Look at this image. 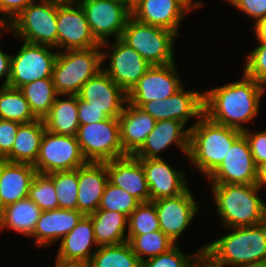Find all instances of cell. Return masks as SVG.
Here are the masks:
<instances>
[{
	"label": "cell",
	"mask_w": 266,
	"mask_h": 267,
	"mask_svg": "<svg viewBox=\"0 0 266 267\" xmlns=\"http://www.w3.org/2000/svg\"><path fill=\"white\" fill-rule=\"evenodd\" d=\"M266 87L243 73L240 81L227 83L204 92V115L212 122L240 131L260 111Z\"/></svg>",
	"instance_id": "obj_1"
},
{
	"label": "cell",
	"mask_w": 266,
	"mask_h": 267,
	"mask_svg": "<svg viewBox=\"0 0 266 267\" xmlns=\"http://www.w3.org/2000/svg\"><path fill=\"white\" fill-rule=\"evenodd\" d=\"M225 229L232 232L206 244L204 250L219 267L266 265V220L257 225Z\"/></svg>",
	"instance_id": "obj_2"
},
{
	"label": "cell",
	"mask_w": 266,
	"mask_h": 267,
	"mask_svg": "<svg viewBox=\"0 0 266 267\" xmlns=\"http://www.w3.org/2000/svg\"><path fill=\"white\" fill-rule=\"evenodd\" d=\"M242 131L212 122L203 115L190 126L188 160L207 178L220 166Z\"/></svg>",
	"instance_id": "obj_3"
},
{
	"label": "cell",
	"mask_w": 266,
	"mask_h": 267,
	"mask_svg": "<svg viewBox=\"0 0 266 267\" xmlns=\"http://www.w3.org/2000/svg\"><path fill=\"white\" fill-rule=\"evenodd\" d=\"M213 199L223 227H245L266 220V203L256 184H212Z\"/></svg>",
	"instance_id": "obj_4"
},
{
	"label": "cell",
	"mask_w": 266,
	"mask_h": 267,
	"mask_svg": "<svg viewBox=\"0 0 266 267\" xmlns=\"http://www.w3.org/2000/svg\"><path fill=\"white\" fill-rule=\"evenodd\" d=\"M101 49L58 50L52 79L59 95H77L82 86L102 70Z\"/></svg>",
	"instance_id": "obj_5"
},
{
	"label": "cell",
	"mask_w": 266,
	"mask_h": 267,
	"mask_svg": "<svg viewBox=\"0 0 266 267\" xmlns=\"http://www.w3.org/2000/svg\"><path fill=\"white\" fill-rule=\"evenodd\" d=\"M176 37L178 35L171 30L139 22L131 16L121 39L154 66L175 62L173 46Z\"/></svg>",
	"instance_id": "obj_6"
},
{
	"label": "cell",
	"mask_w": 266,
	"mask_h": 267,
	"mask_svg": "<svg viewBox=\"0 0 266 267\" xmlns=\"http://www.w3.org/2000/svg\"><path fill=\"white\" fill-rule=\"evenodd\" d=\"M23 42L57 50V1L31 2L8 26Z\"/></svg>",
	"instance_id": "obj_7"
},
{
	"label": "cell",
	"mask_w": 266,
	"mask_h": 267,
	"mask_svg": "<svg viewBox=\"0 0 266 267\" xmlns=\"http://www.w3.org/2000/svg\"><path fill=\"white\" fill-rule=\"evenodd\" d=\"M76 139L87 162H109L127 156L120 140L118 118L79 125Z\"/></svg>",
	"instance_id": "obj_8"
},
{
	"label": "cell",
	"mask_w": 266,
	"mask_h": 267,
	"mask_svg": "<svg viewBox=\"0 0 266 267\" xmlns=\"http://www.w3.org/2000/svg\"><path fill=\"white\" fill-rule=\"evenodd\" d=\"M92 35L101 44L108 47L111 36L121 38L128 19L132 16L131 7L120 0H78Z\"/></svg>",
	"instance_id": "obj_9"
},
{
	"label": "cell",
	"mask_w": 266,
	"mask_h": 267,
	"mask_svg": "<svg viewBox=\"0 0 266 267\" xmlns=\"http://www.w3.org/2000/svg\"><path fill=\"white\" fill-rule=\"evenodd\" d=\"M87 161L76 136L59 135L45 130L33 167L39 174L78 169Z\"/></svg>",
	"instance_id": "obj_10"
},
{
	"label": "cell",
	"mask_w": 266,
	"mask_h": 267,
	"mask_svg": "<svg viewBox=\"0 0 266 267\" xmlns=\"http://www.w3.org/2000/svg\"><path fill=\"white\" fill-rule=\"evenodd\" d=\"M54 47L24 42L16 55H11L9 87L21 86L38 79L52 78L58 52Z\"/></svg>",
	"instance_id": "obj_11"
},
{
	"label": "cell",
	"mask_w": 266,
	"mask_h": 267,
	"mask_svg": "<svg viewBox=\"0 0 266 267\" xmlns=\"http://www.w3.org/2000/svg\"><path fill=\"white\" fill-rule=\"evenodd\" d=\"M101 47L92 35L78 2H57V49L77 50Z\"/></svg>",
	"instance_id": "obj_12"
},
{
	"label": "cell",
	"mask_w": 266,
	"mask_h": 267,
	"mask_svg": "<svg viewBox=\"0 0 266 267\" xmlns=\"http://www.w3.org/2000/svg\"><path fill=\"white\" fill-rule=\"evenodd\" d=\"M177 69L176 62L151 66L127 93V102L141 107L146 102L171 97L184 86Z\"/></svg>",
	"instance_id": "obj_13"
},
{
	"label": "cell",
	"mask_w": 266,
	"mask_h": 267,
	"mask_svg": "<svg viewBox=\"0 0 266 267\" xmlns=\"http://www.w3.org/2000/svg\"><path fill=\"white\" fill-rule=\"evenodd\" d=\"M109 48L112 51L110 56L109 52L102 50V62L109 57L108 67L105 69V66H102V69L128 93L152 65L121 38L115 39Z\"/></svg>",
	"instance_id": "obj_14"
},
{
	"label": "cell",
	"mask_w": 266,
	"mask_h": 267,
	"mask_svg": "<svg viewBox=\"0 0 266 267\" xmlns=\"http://www.w3.org/2000/svg\"><path fill=\"white\" fill-rule=\"evenodd\" d=\"M140 108L156 121L174 119L186 124L189 119L204 115V92L182 87L171 97L146 102Z\"/></svg>",
	"instance_id": "obj_15"
},
{
	"label": "cell",
	"mask_w": 266,
	"mask_h": 267,
	"mask_svg": "<svg viewBox=\"0 0 266 267\" xmlns=\"http://www.w3.org/2000/svg\"><path fill=\"white\" fill-rule=\"evenodd\" d=\"M256 169L249 143L242 134L207 179L212 184H256Z\"/></svg>",
	"instance_id": "obj_16"
},
{
	"label": "cell",
	"mask_w": 266,
	"mask_h": 267,
	"mask_svg": "<svg viewBox=\"0 0 266 267\" xmlns=\"http://www.w3.org/2000/svg\"><path fill=\"white\" fill-rule=\"evenodd\" d=\"M160 230L175 243L198 213L199 205L188 189L179 196L152 201Z\"/></svg>",
	"instance_id": "obj_17"
},
{
	"label": "cell",
	"mask_w": 266,
	"mask_h": 267,
	"mask_svg": "<svg viewBox=\"0 0 266 267\" xmlns=\"http://www.w3.org/2000/svg\"><path fill=\"white\" fill-rule=\"evenodd\" d=\"M77 95L109 118H118L127 103V93L103 69L90 78Z\"/></svg>",
	"instance_id": "obj_18"
},
{
	"label": "cell",
	"mask_w": 266,
	"mask_h": 267,
	"mask_svg": "<svg viewBox=\"0 0 266 267\" xmlns=\"http://www.w3.org/2000/svg\"><path fill=\"white\" fill-rule=\"evenodd\" d=\"M138 160L145 172L150 201L176 197L189 189L183 171L173 168L163 158Z\"/></svg>",
	"instance_id": "obj_19"
},
{
	"label": "cell",
	"mask_w": 266,
	"mask_h": 267,
	"mask_svg": "<svg viewBox=\"0 0 266 267\" xmlns=\"http://www.w3.org/2000/svg\"><path fill=\"white\" fill-rule=\"evenodd\" d=\"M186 124L180 120L157 121L154 129L146 137L142 147L133 155L137 159H158L162 158L159 152L176 145L177 148L187 155L190 145V127L184 129Z\"/></svg>",
	"instance_id": "obj_20"
},
{
	"label": "cell",
	"mask_w": 266,
	"mask_h": 267,
	"mask_svg": "<svg viewBox=\"0 0 266 267\" xmlns=\"http://www.w3.org/2000/svg\"><path fill=\"white\" fill-rule=\"evenodd\" d=\"M189 11L181 0H140L131 8L137 21L171 30L178 36V27Z\"/></svg>",
	"instance_id": "obj_21"
},
{
	"label": "cell",
	"mask_w": 266,
	"mask_h": 267,
	"mask_svg": "<svg viewBox=\"0 0 266 267\" xmlns=\"http://www.w3.org/2000/svg\"><path fill=\"white\" fill-rule=\"evenodd\" d=\"M108 181L134 196L140 202H149L150 194L145 172L140 161L133 155L106 162Z\"/></svg>",
	"instance_id": "obj_22"
},
{
	"label": "cell",
	"mask_w": 266,
	"mask_h": 267,
	"mask_svg": "<svg viewBox=\"0 0 266 267\" xmlns=\"http://www.w3.org/2000/svg\"><path fill=\"white\" fill-rule=\"evenodd\" d=\"M78 211L89 216L98 210L108 183L106 162H86L77 169Z\"/></svg>",
	"instance_id": "obj_23"
},
{
	"label": "cell",
	"mask_w": 266,
	"mask_h": 267,
	"mask_svg": "<svg viewBox=\"0 0 266 267\" xmlns=\"http://www.w3.org/2000/svg\"><path fill=\"white\" fill-rule=\"evenodd\" d=\"M120 140L126 155H134L154 129L156 120L140 107L129 102L118 117Z\"/></svg>",
	"instance_id": "obj_24"
},
{
	"label": "cell",
	"mask_w": 266,
	"mask_h": 267,
	"mask_svg": "<svg viewBox=\"0 0 266 267\" xmlns=\"http://www.w3.org/2000/svg\"><path fill=\"white\" fill-rule=\"evenodd\" d=\"M95 245L98 247L92 218L83 216L77 225L60 240L55 259L67 262H90L95 253L91 249Z\"/></svg>",
	"instance_id": "obj_25"
},
{
	"label": "cell",
	"mask_w": 266,
	"mask_h": 267,
	"mask_svg": "<svg viewBox=\"0 0 266 267\" xmlns=\"http://www.w3.org/2000/svg\"><path fill=\"white\" fill-rule=\"evenodd\" d=\"M83 216L78 210L42 211L31 237H36L35 245L49 246L69 233Z\"/></svg>",
	"instance_id": "obj_26"
},
{
	"label": "cell",
	"mask_w": 266,
	"mask_h": 267,
	"mask_svg": "<svg viewBox=\"0 0 266 267\" xmlns=\"http://www.w3.org/2000/svg\"><path fill=\"white\" fill-rule=\"evenodd\" d=\"M37 171L31 164L0 160V201L2 206L28 197Z\"/></svg>",
	"instance_id": "obj_27"
},
{
	"label": "cell",
	"mask_w": 266,
	"mask_h": 267,
	"mask_svg": "<svg viewBox=\"0 0 266 267\" xmlns=\"http://www.w3.org/2000/svg\"><path fill=\"white\" fill-rule=\"evenodd\" d=\"M44 132L45 125L43 119H36L29 123H21L15 136L12 151L3 160L12 163L34 165Z\"/></svg>",
	"instance_id": "obj_28"
},
{
	"label": "cell",
	"mask_w": 266,
	"mask_h": 267,
	"mask_svg": "<svg viewBox=\"0 0 266 267\" xmlns=\"http://www.w3.org/2000/svg\"><path fill=\"white\" fill-rule=\"evenodd\" d=\"M68 96V99H59ZM45 130L59 134L76 136L79 127L78 95H58L50 112L43 118Z\"/></svg>",
	"instance_id": "obj_29"
},
{
	"label": "cell",
	"mask_w": 266,
	"mask_h": 267,
	"mask_svg": "<svg viewBox=\"0 0 266 267\" xmlns=\"http://www.w3.org/2000/svg\"><path fill=\"white\" fill-rule=\"evenodd\" d=\"M42 210L26 197L3 207L0 216V230L13 229L26 236H32Z\"/></svg>",
	"instance_id": "obj_30"
},
{
	"label": "cell",
	"mask_w": 266,
	"mask_h": 267,
	"mask_svg": "<svg viewBox=\"0 0 266 267\" xmlns=\"http://www.w3.org/2000/svg\"><path fill=\"white\" fill-rule=\"evenodd\" d=\"M97 246L117 245L127 241L128 217L120 212L96 210L89 215Z\"/></svg>",
	"instance_id": "obj_31"
},
{
	"label": "cell",
	"mask_w": 266,
	"mask_h": 267,
	"mask_svg": "<svg viewBox=\"0 0 266 267\" xmlns=\"http://www.w3.org/2000/svg\"><path fill=\"white\" fill-rule=\"evenodd\" d=\"M19 90L37 119H43L50 112L52 104L59 95L52 78L35 80L21 86Z\"/></svg>",
	"instance_id": "obj_32"
},
{
	"label": "cell",
	"mask_w": 266,
	"mask_h": 267,
	"mask_svg": "<svg viewBox=\"0 0 266 267\" xmlns=\"http://www.w3.org/2000/svg\"><path fill=\"white\" fill-rule=\"evenodd\" d=\"M90 264L91 267H141V261L128 241L97 247Z\"/></svg>",
	"instance_id": "obj_33"
},
{
	"label": "cell",
	"mask_w": 266,
	"mask_h": 267,
	"mask_svg": "<svg viewBox=\"0 0 266 267\" xmlns=\"http://www.w3.org/2000/svg\"><path fill=\"white\" fill-rule=\"evenodd\" d=\"M127 241L141 262L168 252L176 245L161 230L146 234H127Z\"/></svg>",
	"instance_id": "obj_34"
},
{
	"label": "cell",
	"mask_w": 266,
	"mask_h": 267,
	"mask_svg": "<svg viewBox=\"0 0 266 267\" xmlns=\"http://www.w3.org/2000/svg\"><path fill=\"white\" fill-rule=\"evenodd\" d=\"M0 119L29 123L37 118L19 89L5 87L0 88Z\"/></svg>",
	"instance_id": "obj_35"
},
{
	"label": "cell",
	"mask_w": 266,
	"mask_h": 267,
	"mask_svg": "<svg viewBox=\"0 0 266 267\" xmlns=\"http://www.w3.org/2000/svg\"><path fill=\"white\" fill-rule=\"evenodd\" d=\"M53 179L58 199V209L78 210L77 169L55 171L49 174Z\"/></svg>",
	"instance_id": "obj_36"
},
{
	"label": "cell",
	"mask_w": 266,
	"mask_h": 267,
	"mask_svg": "<svg viewBox=\"0 0 266 267\" xmlns=\"http://www.w3.org/2000/svg\"><path fill=\"white\" fill-rule=\"evenodd\" d=\"M140 203L134 196L108 181L98 209L120 212L129 217Z\"/></svg>",
	"instance_id": "obj_37"
},
{
	"label": "cell",
	"mask_w": 266,
	"mask_h": 267,
	"mask_svg": "<svg viewBox=\"0 0 266 267\" xmlns=\"http://www.w3.org/2000/svg\"><path fill=\"white\" fill-rule=\"evenodd\" d=\"M28 197L42 211L58 209L53 179L49 174L36 173L30 184Z\"/></svg>",
	"instance_id": "obj_38"
},
{
	"label": "cell",
	"mask_w": 266,
	"mask_h": 267,
	"mask_svg": "<svg viewBox=\"0 0 266 267\" xmlns=\"http://www.w3.org/2000/svg\"><path fill=\"white\" fill-rule=\"evenodd\" d=\"M127 234H146L160 230L156 207L152 201L141 202L128 217Z\"/></svg>",
	"instance_id": "obj_39"
},
{
	"label": "cell",
	"mask_w": 266,
	"mask_h": 267,
	"mask_svg": "<svg viewBox=\"0 0 266 267\" xmlns=\"http://www.w3.org/2000/svg\"><path fill=\"white\" fill-rule=\"evenodd\" d=\"M205 250L198 249L197 253L186 255L180 251V247L175 245L168 252L159 254L158 256L146 259L141 262V267H190L194 260Z\"/></svg>",
	"instance_id": "obj_40"
},
{
	"label": "cell",
	"mask_w": 266,
	"mask_h": 267,
	"mask_svg": "<svg viewBox=\"0 0 266 267\" xmlns=\"http://www.w3.org/2000/svg\"><path fill=\"white\" fill-rule=\"evenodd\" d=\"M244 74L266 87V44L259 43L245 59Z\"/></svg>",
	"instance_id": "obj_41"
},
{
	"label": "cell",
	"mask_w": 266,
	"mask_h": 267,
	"mask_svg": "<svg viewBox=\"0 0 266 267\" xmlns=\"http://www.w3.org/2000/svg\"><path fill=\"white\" fill-rule=\"evenodd\" d=\"M21 123L0 119V160H3L11 151Z\"/></svg>",
	"instance_id": "obj_42"
},
{
	"label": "cell",
	"mask_w": 266,
	"mask_h": 267,
	"mask_svg": "<svg viewBox=\"0 0 266 267\" xmlns=\"http://www.w3.org/2000/svg\"><path fill=\"white\" fill-rule=\"evenodd\" d=\"M242 134L249 143L255 165L266 161V129L258 133L246 129L242 131Z\"/></svg>",
	"instance_id": "obj_43"
},
{
	"label": "cell",
	"mask_w": 266,
	"mask_h": 267,
	"mask_svg": "<svg viewBox=\"0 0 266 267\" xmlns=\"http://www.w3.org/2000/svg\"><path fill=\"white\" fill-rule=\"evenodd\" d=\"M240 12L245 13L255 23L266 17V0H226Z\"/></svg>",
	"instance_id": "obj_44"
},
{
	"label": "cell",
	"mask_w": 266,
	"mask_h": 267,
	"mask_svg": "<svg viewBox=\"0 0 266 267\" xmlns=\"http://www.w3.org/2000/svg\"><path fill=\"white\" fill-rule=\"evenodd\" d=\"M34 0H0V19L8 26Z\"/></svg>",
	"instance_id": "obj_45"
},
{
	"label": "cell",
	"mask_w": 266,
	"mask_h": 267,
	"mask_svg": "<svg viewBox=\"0 0 266 267\" xmlns=\"http://www.w3.org/2000/svg\"><path fill=\"white\" fill-rule=\"evenodd\" d=\"M108 118L102 110L91 107L89 102L83 101L78 97V119L80 125L100 122Z\"/></svg>",
	"instance_id": "obj_46"
},
{
	"label": "cell",
	"mask_w": 266,
	"mask_h": 267,
	"mask_svg": "<svg viewBox=\"0 0 266 267\" xmlns=\"http://www.w3.org/2000/svg\"><path fill=\"white\" fill-rule=\"evenodd\" d=\"M0 36L2 35L0 34ZM10 60L11 55L3 52V50L0 49V79L5 77V81H3L0 88L9 87Z\"/></svg>",
	"instance_id": "obj_47"
},
{
	"label": "cell",
	"mask_w": 266,
	"mask_h": 267,
	"mask_svg": "<svg viewBox=\"0 0 266 267\" xmlns=\"http://www.w3.org/2000/svg\"><path fill=\"white\" fill-rule=\"evenodd\" d=\"M255 37L258 43L266 44V17L254 23Z\"/></svg>",
	"instance_id": "obj_48"
},
{
	"label": "cell",
	"mask_w": 266,
	"mask_h": 267,
	"mask_svg": "<svg viewBox=\"0 0 266 267\" xmlns=\"http://www.w3.org/2000/svg\"><path fill=\"white\" fill-rule=\"evenodd\" d=\"M190 267H219L205 252H202Z\"/></svg>",
	"instance_id": "obj_49"
},
{
	"label": "cell",
	"mask_w": 266,
	"mask_h": 267,
	"mask_svg": "<svg viewBox=\"0 0 266 267\" xmlns=\"http://www.w3.org/2000/svg\"><path fill=\"white\" fill-rule=\"evenodd\" d=\"M256 185L261 189L266 186V161L257 165Z\"/></svg>",
	"instance_id": "obj_50"
},
{
	"label": "cell",
	"mask_w": 266,
	"mask_h": 267,
	"mask_svg": "<svg viewBox=\"0 0 266 267\" xmlns=\"http://www.w3.org/2000/svg\"><path fill=\"white\" fill-rule=\"evenodd\" d=\"M55 267H91L90 262H67L55 260Z\"/></svg>",
	"instance_id": "obj_51"
},
{
	"label": "cell",
	"mask_w": 266,
	"mask_h": 267,
	"mask_svg": "<svg viewBox=\"0 0 266 267\" xmlns=\"http://www.w3.org/2000/svg\"><path fill=\"white\" fill-rule=\"evenodd\" d=\"M190 10L197 9L203 6L204 2L193 0H181Z\"/></svg>",
	"instance_id": "obj_52"
},
{
	"label": "cell",
	"mask_w": 266,
	"mask_h": 267,
	"mask_svg": "<svg viewBox=\"0 0 266 267\" xmlns=\"http://www.w3.org/2000/svg\"><path fill=\"white\" fill-rule=\"evenodd\" d=\"M7 28V25L0 19V29H5ZM0 34H1V31H0Z\"/></svg>",
	"instance_id": "obj_53"
},
{
	"label": "cell",
	"mask_w": 266,
	"mask_h": 267,
	"mask_svg": "<svg viewBox=\"0 0 266 267\" xmlns=\"http://www.w3.org/2000/svg\"><path fill=\"white\" fill-rule=\"evenodd\" d=\"M53 1H57L60 3H65V2H77L78 0H53Z\"/></svg>",
	"instance_id": "obj_54"
},
{
	"label": "cell",
	"mask_w": 266,
	"mask_h": 267,
	"mask_svg": "<svg viewBox=\"0 0 266 267\" xmlns=\"http://www.w3.org/2000/svg\"><path fill=\"white\" fill-rule=\"evenodd\" d=\"M122 2H124L125 4H127L129 7H131V0H120Z\"/></svg>",
	"instance_id": "obj_55"
},
{
	"label": "cell",
	"mask_w": 266,
	"mask_h": 267,
	"mask_svg": "<svg viewBox=\"0 0 266 267\" xmlns=\"http://www.w3.org/2000/svg\"><path fill=\"white\" fill-rule=\"evenodd\" d=\"M140 0H131V8Z\"/></svg>",
	"instance_id": "obj_56"
},
{
	"label": "cell",
	"mask_w": 266,
	"mask_h": 267,
	"mask_svg": "<svg viewBox=\"0 0 266 267\" xmlns=\"http://www.w3.org/2000/svg\"><path fill=\"white\" fill-rule=\"evenodd\" d=\"M2 210H3V206H2L1 201H0V216L2 214Z\"/></svg>",
	"instance_id": "obj_57"
},
{
	"label": "cell",
	"mask_w": 266,
	"mask_h": 267,
	"mask_svg": "<svg viewBox=\"0 0 266 267\" xmlns=\"http://www.w3.org/2000/svg\"><path fill=\"white\" fill-rule=\"evenodd\" d=\"M255 267H266V265H260V266H255Z\"/></svg>",
	"instance_id": "obj_58"
}]
</instances>
